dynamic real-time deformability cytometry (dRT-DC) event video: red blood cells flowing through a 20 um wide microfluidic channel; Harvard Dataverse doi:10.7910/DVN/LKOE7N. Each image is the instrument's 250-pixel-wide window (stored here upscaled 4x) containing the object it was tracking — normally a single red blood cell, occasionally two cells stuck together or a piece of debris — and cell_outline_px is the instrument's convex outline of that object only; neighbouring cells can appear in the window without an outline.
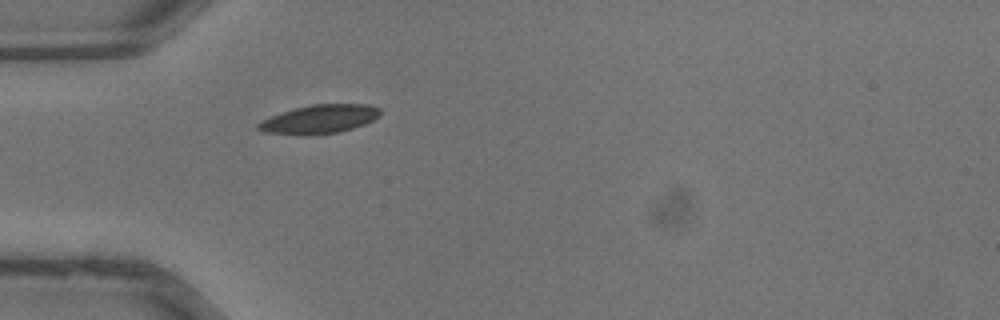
{"species": "common noctule bat (a hibernating species)", "species_latin": "Nyctalus noctula", "temperature_condition": "warm", "stored_images_in_passage": 26, "camera_frame_rate_fps": 3000, "um_per_image_px": 0.085, "animal": {"sex": "male", "body_mass_g": 13.3}, "frame": {"image": 1, "passage_image": 1, "time_ms": 0.0, "image_size_px": [1000, 320], "cell_outline_px": [[380, 116], [364, 124], [340, 132], [300, 136], [264, 132], [256, 128], [256, 124], [272, 116], [296, 108], [312, 104], [368, 104], [380, 108]], "centroid_in_image_um": [27.16, 10.14], "position_along_channel_um": 57.8, "area_um2": 20.35}}
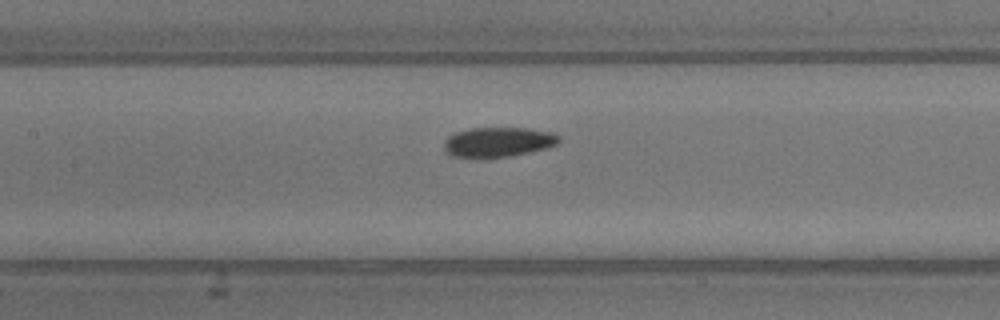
{"frame": {"image": 2, "passage_image": 7, "time_ms": 2.0, "image_size_px": [1000, 320], "cell_outline_px": [[560, 140], [556, 144], [544, 148], [528, 152], [488, 160], [476, 160], [452, 156], [444, 152], [444, 140], [448, 136], [456, 132], [472, 128], [528, 128], [556, 132], [560, 136]], "centroid_in_image_um": [42.28, 12.1], "position_along_channel_um": 165.1, "area_um2": 20.63}}
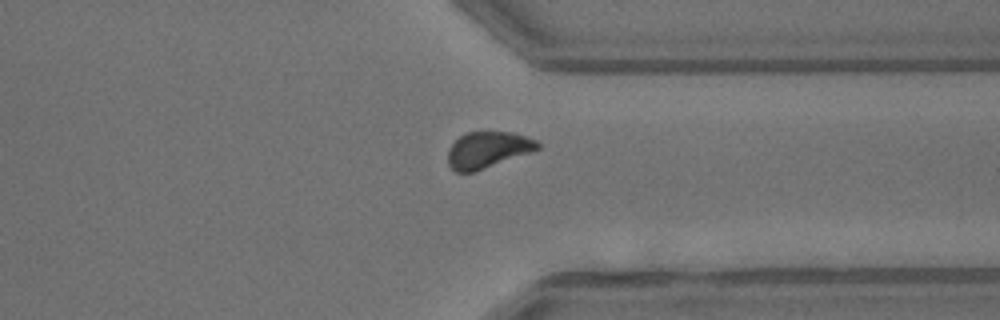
{"frame": {"image": 3, "passage_image": 18, "time_ms": 5.667, "image_size_px": [1000, 320], "cell_outline_px": [[540, 148], [532, 152], [472, 172], [456, 172], [448, 164], [448, 152], [452, 144], [464, 132], [512, 132], [536, 140], [540, 144]], "centroid_in_image_um": [41.46, 12.73], "position_along_channel_um": 369.9, "area_um2": 18.79}}